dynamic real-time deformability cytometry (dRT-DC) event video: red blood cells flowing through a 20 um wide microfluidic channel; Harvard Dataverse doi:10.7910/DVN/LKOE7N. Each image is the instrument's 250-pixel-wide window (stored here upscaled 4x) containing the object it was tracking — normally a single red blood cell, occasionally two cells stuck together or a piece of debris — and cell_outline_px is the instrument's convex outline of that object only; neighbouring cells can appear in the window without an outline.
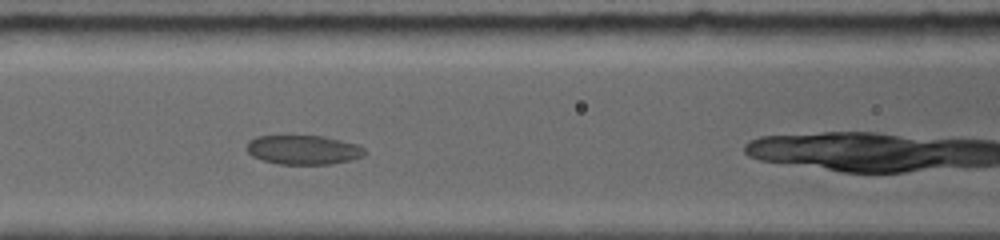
{"species": "common noctule bat (a hibernating species)", "species_latin": "Nyctalus noctula", "temperature_condition": "room temperature", "stored_images_in_passage": 32, "camera_frame_rate_fps": 5000, "um_per_image_px": 0.085, "animal": {"sex": "female", "body_mass_g": 19.0, "forearm_length_mm": 56.7}, "frame": {"image": 1, "passage_image": 10, "time_ms": 2.4, "image_size_px": [1000, 240], "cell_outline_px": [[368, 152], [364, 156], [332, 164], [280, 164], [264, 160], [252, 156], [244, 148], [248, 140], [256, 136], [324, 136], [360, 144]], "centroid_in_image_um": [25.8, 12.72], "position_along_channel_um": 140.8, "area_um2": 20.35}}
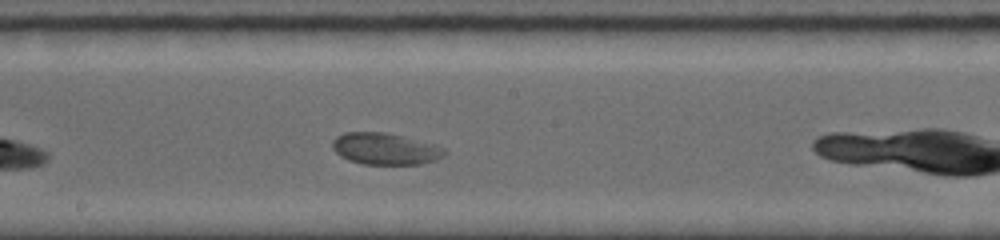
{"frame": {"image": 2, "passage_image": 16, "time_ms": 4.4, "image_size_px": [1000, 240], "cell_outline_px": [[448, 152], [444, 156], [436, 160], [420, 164], [364, 164], [348, 160], [340, 156], [332, 148], [332, 140], [336, 136], [344, 132], [384, 132], [432, 144], [444, 148]], "centroid_in_image_um": [32.71, 12.65], "position_along_channel_um": 215.5, "area_um2": 20.58}}
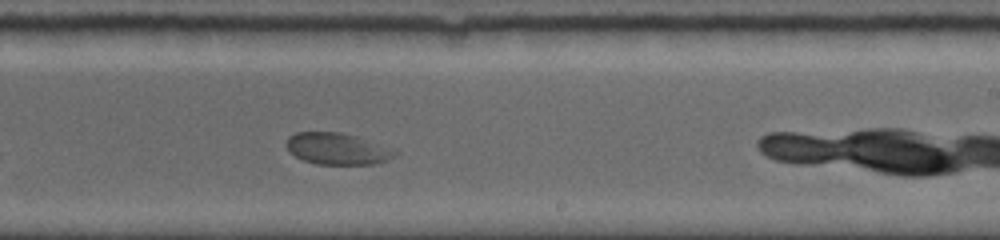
{"frame": {"image": 3, "passage_image": 19, "time_ms": 5.6, "image_size_px": [1000, 240], "cell_outline_px": [[400, 152], [388, 160], [376, 164], [316, 164], [304, 160], [296, 156], [284, 144], [288, 136], [296, 132], [340, 132], [396, 148]], "centroid_in_image_um": [28.72, 12.64], "position_along_channel_um": 260.3, "area_um2": 20.11}}